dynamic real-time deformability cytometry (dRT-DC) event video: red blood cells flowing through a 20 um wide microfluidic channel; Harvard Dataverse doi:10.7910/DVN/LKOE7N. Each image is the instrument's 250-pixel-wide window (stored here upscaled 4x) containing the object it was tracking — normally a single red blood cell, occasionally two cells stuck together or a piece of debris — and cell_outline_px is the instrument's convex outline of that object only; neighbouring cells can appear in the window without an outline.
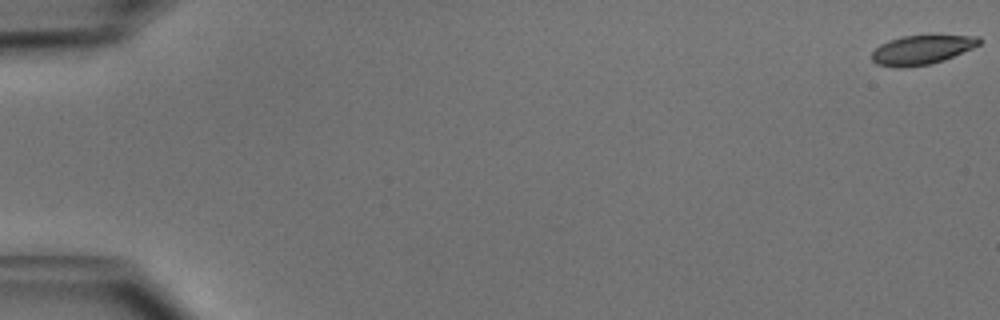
{"species": "common noctule bat (a hibernating species)", "species_latin": "Nyctalus noctula", "temperature_condition": "cold", "stored_images_in_passage": 52, "camera_frame_rate_fps": 3000, "um_per_image_px": 0.085, "animal": {"sex": "male", "body_mass_g": 15.6}, "frame": {"image": 1, "passage_image": 1, "time_ms": 0.0, "image_size_px": [1000, 320], "cell_outline_px": [[980, 44], [972, 48], [944, 60], [932, 64], [904, 68], [896, 68], [876, 64], [872, 60], [872, 52], [880, 44], [888, 40], [904, 36], [980, 36]], "centroid_in_image_um": [78.31, 4.26], "position_along_channel_um": 6.7, "area_um2": 18.21}}
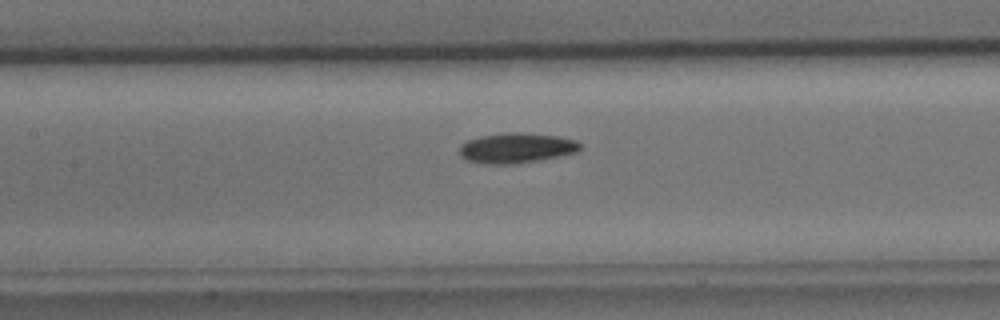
{"frame": {"image": 2, "passage_image": 25, "time_ms": 8.0, "image_size_px": [1000, 320], "cell_outline_px": [[580, 152], [520, 164], [484, 164], [464, 160], [460, 156], [460, 144], [468, 140], [480, 136], [508, 132], [520, 132], [560, 136], [576, 140], [580, 144]], "centroid_in_image_um": [43.9, 12.59], "position_along_channel_um": 163.5, "area_um2": 21.62}}
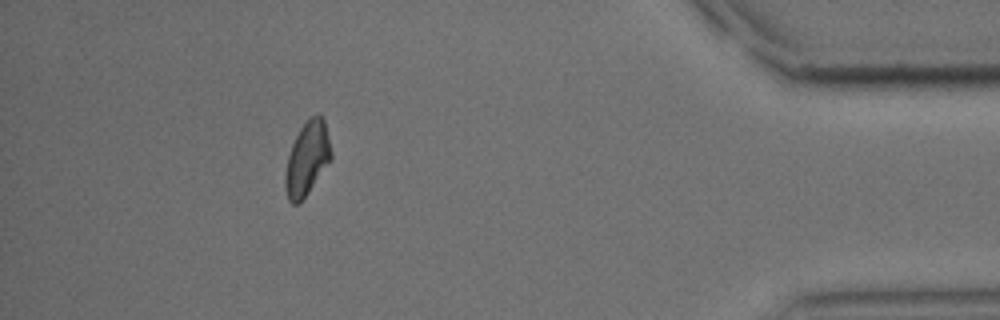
{"frame": {"image": 3, "passage_image": 47, "time_ms": 15.333, "image_size_px": [1000, 320], "cell_outline_px": [[332, 160], [308, 192], [296, 204], [292, 204], [288, 200], [284, 188], [284, 176], [288, 156], [292, 144], [300, 128], [312, 116], [320, 112], [324, 120], [332, 152]], "centroid_in_image_um": [26.11, 13.48], "position_along_channel_um": 409.1, "area_um2": 19.65}, "authors_computed_cell_mechanics": {"area_um2": 19.9121, "velocity_mm_per_s": 3.9875, "shape_relaxation_time_tau1_ms": 3.166, "shape_relaxation_time_tau2_ms": null, "deformation_change_tau1": 0.1181, "deformation_change_tau2": null}}